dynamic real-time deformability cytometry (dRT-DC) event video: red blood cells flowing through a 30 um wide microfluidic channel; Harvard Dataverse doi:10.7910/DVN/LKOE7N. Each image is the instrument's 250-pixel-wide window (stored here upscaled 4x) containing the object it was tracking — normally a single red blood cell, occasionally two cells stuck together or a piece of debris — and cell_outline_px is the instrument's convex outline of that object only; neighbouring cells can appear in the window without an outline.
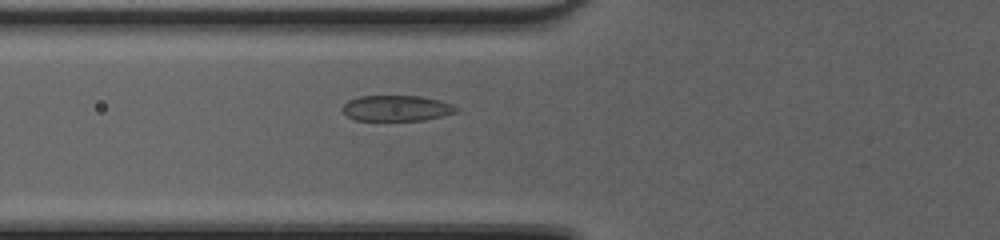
{"species": "common noctule bat (a hibernating species)", "species_latin": "Nyctalus noctula", "temperature_condition": "cold", "stored_images_in_passage": 39, "camera_frame_rate_fps": 3000, "um_per_image_px": 0.085, "animal": {"sex": "female", "body_mass_g": 20.0, "forearm_length_mm": 54.0}, "frame": {"image": 1, "passage_image": 10, "time_ms": 3.0, "image_size_px": [1000, 240], "cell_outline_px": [[460, 108], [456, 112], [444, 116], [424, 120], [356, 120], [348, 116], [340, 108], [348, 100], [360, 96], [420, 96], [440, 100], [452, 104]], "centroid_in_image_um": [33.73, 9.19], "position_along_channel_um": 92.1, "area_um2": 17.11}}
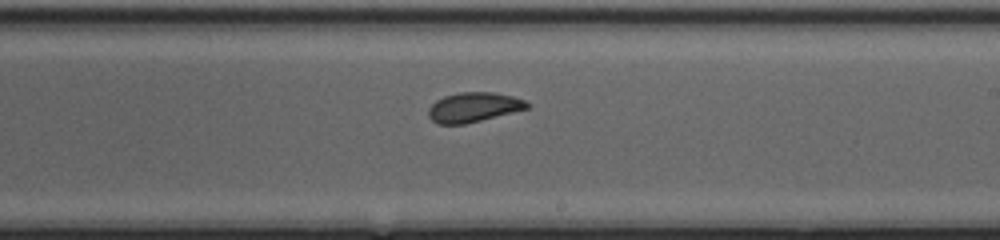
{"frame": {"image": 2, "passage_image": 21, "time_ms": 6.667, "image_size_px": [1000, 240], "cell_outline_px": [[532, 104], [528, 108], [464, 124], [436, 124], [428, 116], [428, 108], [436, 100], [444, 96], [460, 92], [492, 92], [512, 96], [524, 100]], "centroid_in_image_um": [40.23, 9.11], "position_along_channel_um": 248.8, "area_um2": 16.94}}
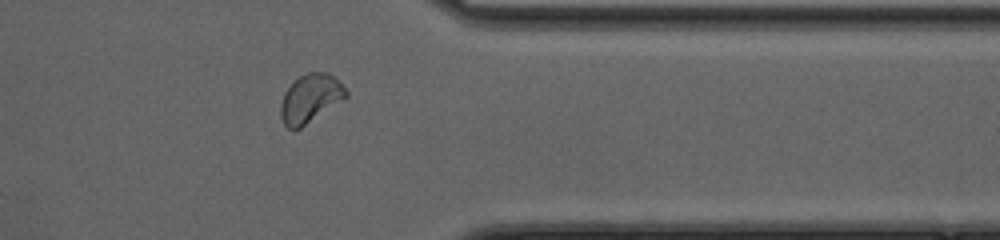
{"frame": {"image": 3, "passage_image": 31, "time_ms": 10.0, "image_size_px": [1000, 240], "cell_outline_px": [[348, 96], [300, 128], [292, 132], [284, 124], [280, 116], [280, 104], [284, 92], [300, 76], [308, 72], [328, 72], [348, 92]], "centroid_in_image_um": [26.34, 8.39], "position_along_channel_um": 385.1, "area_um2": 18.15}, "authors_computed_cell_mechanics": {"area_um2": 17.8024, "velocity_mm_per_s": 4.2596, "shape_relaxation_time_tau1_ms": 2.4734, "shape_relaxation_time_tau2_ms": 0.6397, "deformation_change_tau1": 0.1042, "deformation_change_tau2": 0.0523}}